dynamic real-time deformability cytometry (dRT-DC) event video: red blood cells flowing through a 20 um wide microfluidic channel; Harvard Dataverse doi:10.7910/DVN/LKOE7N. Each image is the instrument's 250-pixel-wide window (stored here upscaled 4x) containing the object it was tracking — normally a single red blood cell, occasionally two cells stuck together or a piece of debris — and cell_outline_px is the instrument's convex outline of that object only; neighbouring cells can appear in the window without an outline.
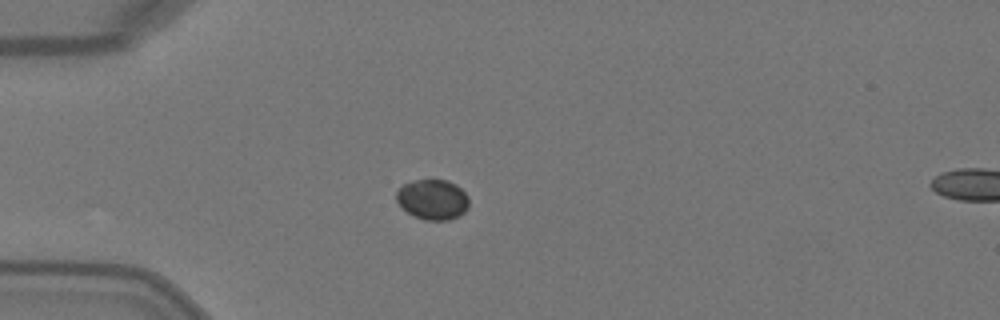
{"species": "Egyptian fruit bat (a non-hibernating species)", "species_latin": "Rousettus aegyptiacus", "temperature_condition": "warm", "stored_images_in_passage": 4, "camera_frame_rate_fps": 3000, "um_per_image_px": 0.085, "animal": {"sex": "female"}, "frame": {"image": 1, "passage_image": 4, "time_ms": 1.0, "image_size_px": [1000, 320], "cell_outline_px": [[468, 208], [464, 212], [448, 220], [424, 220], [408, 212], [396, 200], [396, 192], [404, 184], [412, 180], [448, 180], [456, 184], [468, 196]], "centroid_in_image_um": [36.78, 16.94], "position_along_channel_um": 48.2, "area_um2": 16.82}}